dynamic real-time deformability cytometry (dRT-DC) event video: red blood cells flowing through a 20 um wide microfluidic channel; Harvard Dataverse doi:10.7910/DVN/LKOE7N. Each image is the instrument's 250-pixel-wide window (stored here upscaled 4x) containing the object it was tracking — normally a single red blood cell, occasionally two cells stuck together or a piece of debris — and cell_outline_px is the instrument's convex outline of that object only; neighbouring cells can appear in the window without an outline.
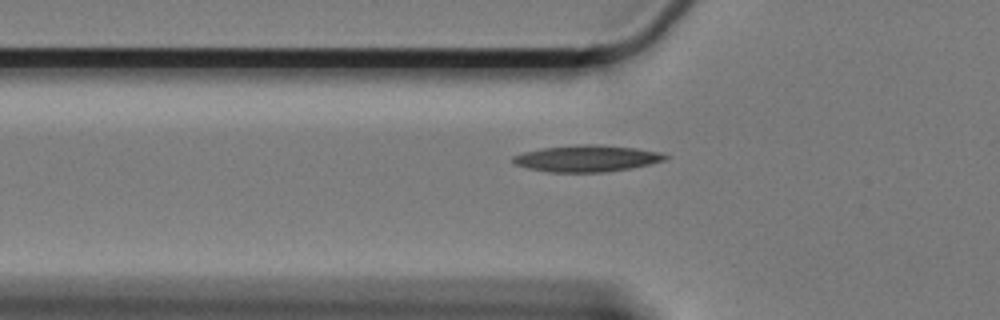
{"species": "Egyptian fruit bat (a non-hibernating species)", "species_latin": "Rousettus aegyptiacus", "temperature_condition": "cold", "stored_images_in_passage": 37, "camera_frame_rate_fps": 3000, "um_per_image_px": 0.085, "animal": {"sex": "female"}, "frame": {"image": 1, "passage_image": 5, "time_ms": 1.333, "image_size_px": [1000, 320], "cell_outline_px": [[672, 156], [664, 160], [632, 168], [604, 172], [548, 172], [528, 168], [516, 164], [512, 160], [512, 156], [524, 152], [540, 148], [580, 144], [600, 144], [636, 148], [660, 152]], "centroid_in_image_um": [49.89, 13.46], "position_along_channel_um": 75.9, "area_um2": 23.64}}
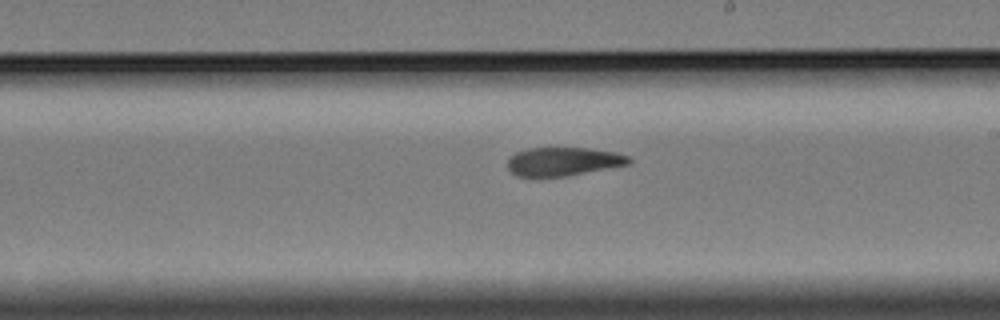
{"frame": {"image": 2, "passage_image": 20, "time_ms": 6.333, "image_size_px": [1000, 320], "cell_outline_px": [[632, 160], [628, 164], [568, 176], [516, 176], [508, 172], [508, 160], [516, 152], [528, 148], [588, 148], [616, 152], [628, 156]], "centroid_in_image_um": [47.86, 13.73], "position_along_channel_um": 241.1, "area_um2": 20.11}}
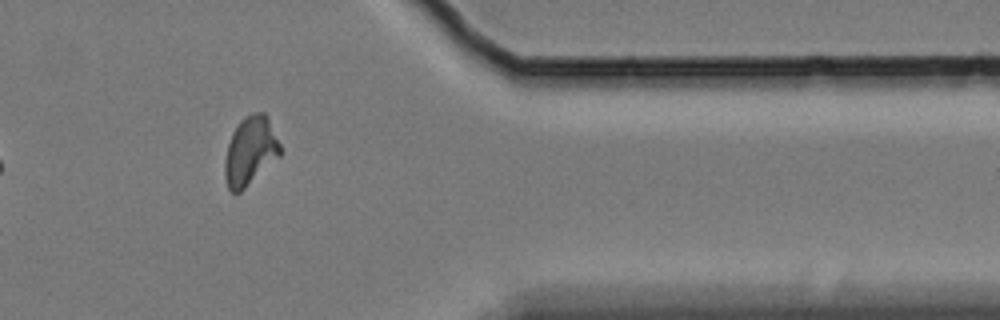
{"frame": {"image": 3, "passage_image": 35, "time_ms": 11.333, "image_size_px": [1000, 320], "cell_outline_px": [[284, 152], [280, 156], [240, 192], [232, 192], [228, 188], [224, 176], [224, 160], [228, 144], [232, 132], [240, 120], [244, 116], [252, 112], [264, 112], [268, 116]], "centroid_in_image_um": [21.28, 12.8], "position_along_channel_um": 390.1, "area_um2": 22.43}, "authors_computed_cell_mechanics": {"area_um2": 21.675, "velocity_mm_per_s": 3.2883, "shape_relaxation_time_tau1_ms": 5.543, "shape_relaxation_time_tau2_ms": 4.8318, "deformation_change_tau1": 0.1548, "deformation_change_tau2": 0.1193}}